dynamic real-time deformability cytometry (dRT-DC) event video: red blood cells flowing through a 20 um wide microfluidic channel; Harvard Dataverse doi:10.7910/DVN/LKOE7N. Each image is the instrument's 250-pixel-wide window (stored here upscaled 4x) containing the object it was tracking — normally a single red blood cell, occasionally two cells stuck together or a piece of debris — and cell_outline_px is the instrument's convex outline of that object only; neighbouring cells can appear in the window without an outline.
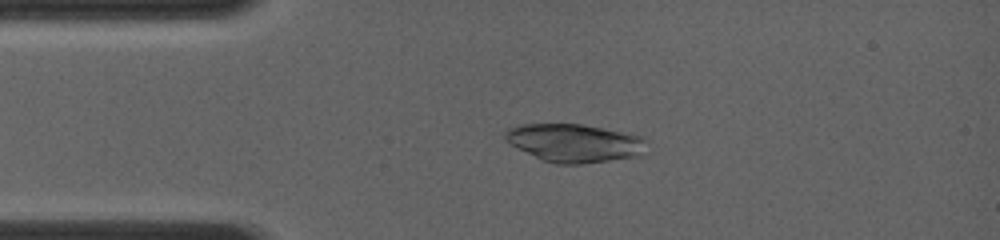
{"species": "common noctule bat (a hibernating species)", "species_latin": "Nyctalus noctula", "temperature_condition": "room temperature", "stored_images_in_passage": 8, "camera_frame_rate_fps": 4000, "um_per_image_px": 0.085, "animal": {"sex": "female", "body_mass_g": 19.0, "forearm_length_mm": 56.7}, "frame": {"image": 1, "passage_image": 7, "time_ms": 2.75, "image_size_px": [1000, 240], "cell_outline_px": [[644, 156], [580, 164], [556, 164], [544, 160], [516, 148], [504, 140], [504, 132], [508, 128], [520, 124], [580, 124], [644, 136]], "centroid_in_image_um": [48.81, 12.16], "position_along_channel_um": 36.2, "area_um2": 31.56}}